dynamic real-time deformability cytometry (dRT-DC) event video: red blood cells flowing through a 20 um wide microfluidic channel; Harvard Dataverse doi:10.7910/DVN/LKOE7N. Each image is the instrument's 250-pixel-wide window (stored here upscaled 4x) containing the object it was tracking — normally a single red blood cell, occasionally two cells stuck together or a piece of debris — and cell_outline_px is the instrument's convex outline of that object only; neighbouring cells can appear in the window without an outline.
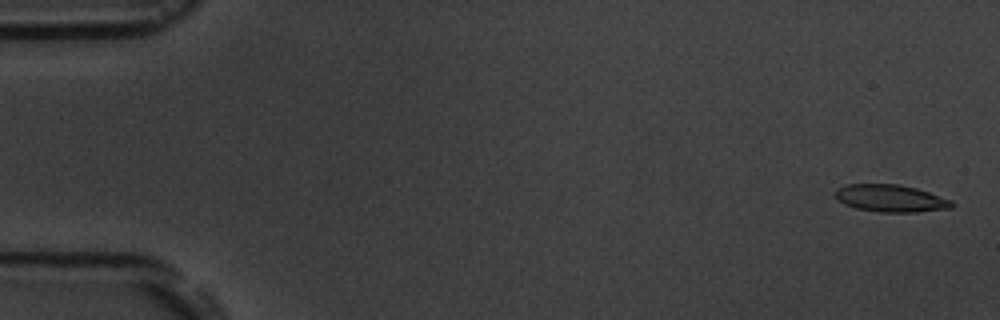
{"species": "common noctule bat (a hibernating species)", "species_latin": "Nyctalus noctula", "temperature_condition": "room temperature", "stored_images_in_passage": 5, "camera_frame_rate_fps": 3000, "um_per_image_px": 0.085, "animal": {"sex": "male", "body_mass_g": 19.5, "forearm_length_mm": 54.6}, "frame": {"image": 1, "passage_image": 1, "time_ms": 0.0, "image_size_px": [1000, 320], "cell_outline_px": [[952, 208], [916, 212], [880, 212], [856, 208], [844, 204], [836, 196], [836, 192], [840, 188], [848, 184], [900, 184], [916, 188], [952, 200]], "centroid_in_image_um": [75.74, 16.86], "position_along_channel_um": 9.3, "area_um2": 18.26}}
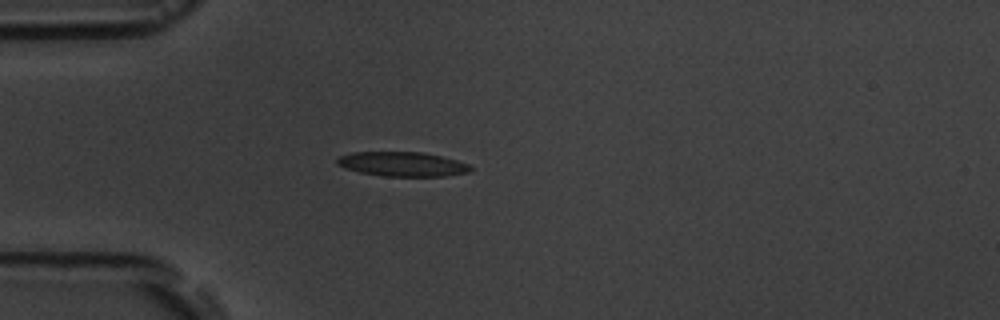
{"frame": {"image": 2, "passage_image": 5, "time_ms": 4.667, "image_size_px": [1000, 320], "cell_outline_px": [[472, 168], [468, 172], [444, 176], [384, 176], [360, 172], [344, 168], [336, 164], [336, 160], [340, 156], [352, 152], [420, 152], [440, 156], [456, 160], [468, 164]], "centroid_in_image_um": [34.16, 13.95], "position_along_channel_um": 50.8, "area_um2": 18.84}}